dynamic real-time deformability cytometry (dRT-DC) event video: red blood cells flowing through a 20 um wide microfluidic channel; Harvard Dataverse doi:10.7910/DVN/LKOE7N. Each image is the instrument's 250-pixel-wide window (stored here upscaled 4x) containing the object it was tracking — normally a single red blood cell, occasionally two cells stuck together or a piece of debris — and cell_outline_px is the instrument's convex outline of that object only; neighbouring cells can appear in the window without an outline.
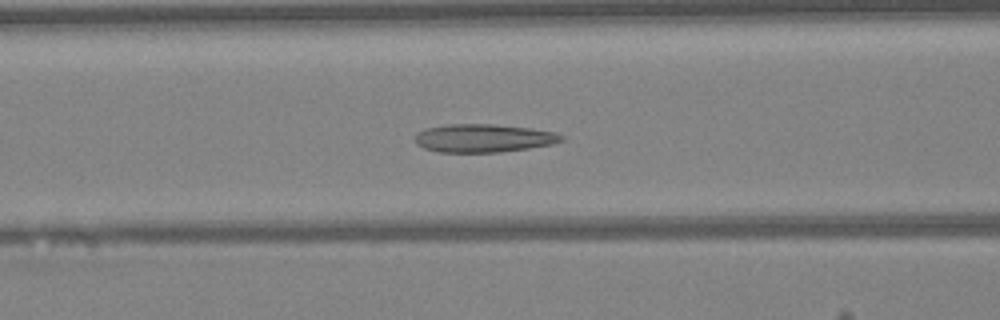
{"species": "Egyptian fruit bat (a non-hibernating species)", "species_latin": "Rousettus aegyptiacus", "temperature_condition": "warm", "stored_images_in_passage": 47, "camera_frame_rate_fps": 3000, "um_per_image_px": 0.085, "animal": {"sex": "female"}, "frame": {"image": 1, "passage_image": 19, "time_ms": 6.0, "image_size_px": [1000, 320], "cell_outline_px": [[564, 140], [552, 144], [528, 148], [500, 152], [436, 152], [424, 148], [416, 144], [416, 132], [424, 128], [444, 124], [496, 124], [528, 128], [556, 132], [564, 136]], "centroid_in_image_um": [41.07, 11.74], "position_along_channel_um": 125.5, "area_um2": 24.22}}
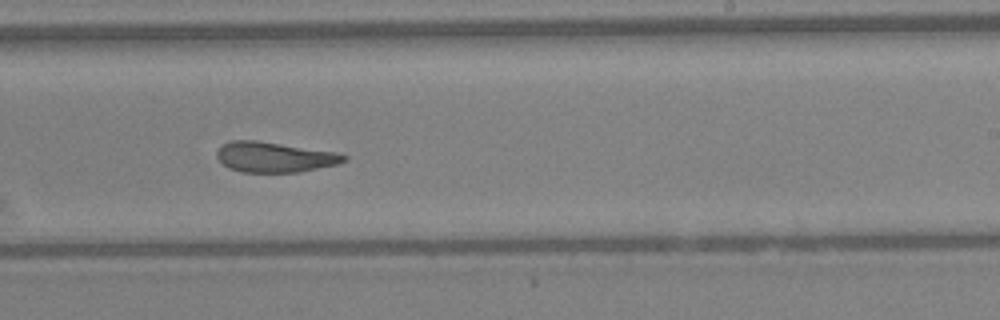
{"frame": {"image": 2, "passage_image": 29, "time_ms": 9.333, "image_size_px": [1000, 320], "cell_outline_px": [[348, 160], [336, 164], [300, 172], [240, 172], [228, 168], [216, 156], [216, 152], [224, 144], [232, 140], [256, 140], [340, 152], [348, 156]], "centroid_in_image_um": [23.37, 13.35], "position_along_channel_um": 265.6, "area_um2": 22.54}}
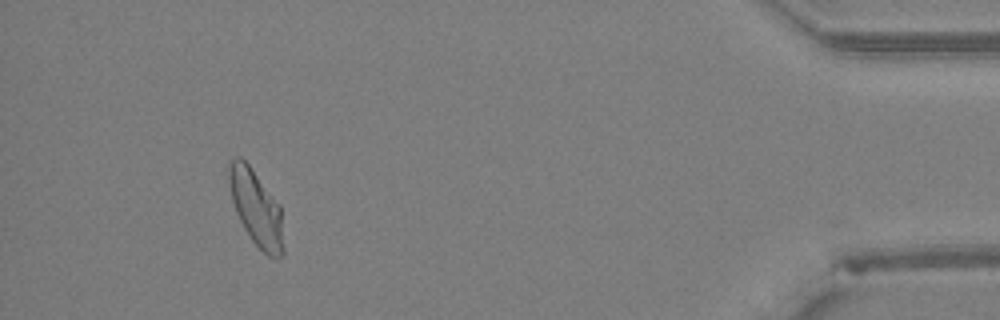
{"frame": {"image": 3, "passage_image": 44, "time_ms": 14.333, "image_size_px": [1000, 320], "cell_outline_px": [[284, 252], [280, 256], [268, 256], [252, 240], [244, 228], [236, 212], [232, 200], [228, 180], [228, 164], [232, 160], [240, 156], [248, 164], [280, 204], [284, 248]], "centroid_in_image_um": [21.77, 17.66], "position_along_channel_um": 413.4, "area_um2": 23.76}, "authors_computed_cell_mechanics": {"area_um2": 23.9292, "velocity_mm_per_s": 4.2249, "shape_relaxation_time_tau1_ms": null, "shape_relaxation_time_tau2_ms": 1.6039, "deformation_change_tau1": null, "deformation_change_tau2": 0.0732}}